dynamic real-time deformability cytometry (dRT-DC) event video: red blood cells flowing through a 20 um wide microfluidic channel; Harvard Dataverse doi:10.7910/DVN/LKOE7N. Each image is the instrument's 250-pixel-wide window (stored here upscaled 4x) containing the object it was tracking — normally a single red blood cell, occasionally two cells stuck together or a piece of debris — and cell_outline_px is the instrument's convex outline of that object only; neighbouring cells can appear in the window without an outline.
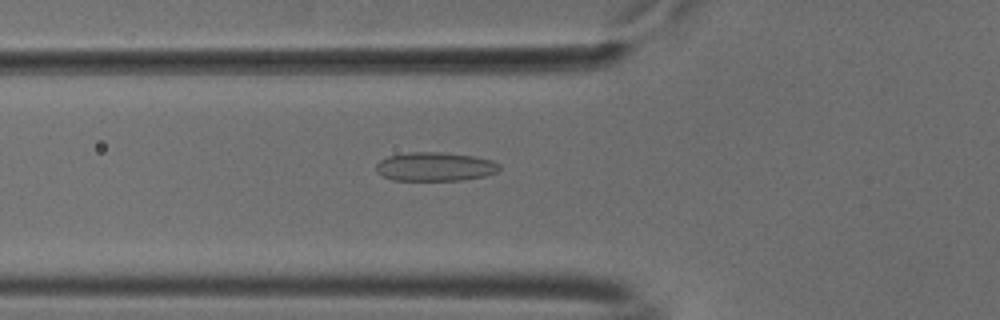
{"species": "common noctule bat (a hibernating species)", "species_latin": "Nyctalus noctula", "temperature_condition": "cold", "stored_images_in_passage": 40, "camera_frame_rate_fps": 3000, "um_per_image_px": 0.085, "animal": {"sex": "male", "body_mass_g": 18.8}, "frame": {"image": 1, "passage_image": 6, "time_ms": 1.667, "image_size_px": [1000, 320], "cell_outline_px": [[500, 168], [496, 172], [484, 176], [464, 180], [392, 180], [376, 172], [376, 164], [380, 160], [388, 156], [408, 152], [440, 152], [472, 156], [492, 160], [500, 164]], "centroid_in_image_um": [36.96, 14.16], "position_along_channel_um": 88.8, "area_um2": 20.69}}
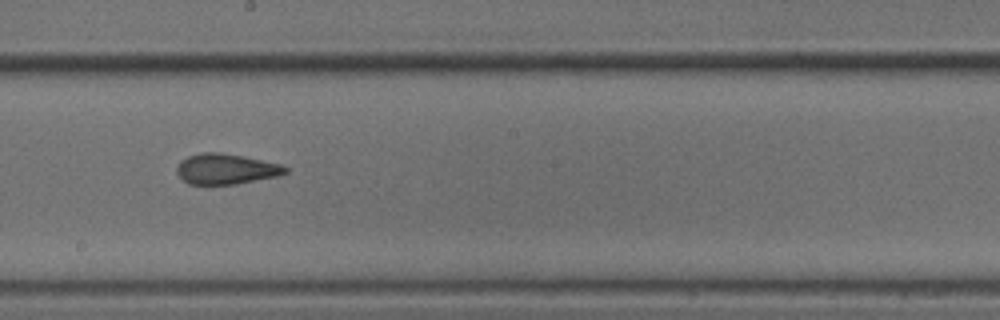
{"frame": {"image": 2, "passage_image": 17, "time_ms": 5.333, "image_size_px": [1000, 320], "cell_outline_px": [[288, 172], [276, 176], [236, 184], [188, 184], [176, 172], [176, 168], [180, 160], [188, 156], [200, 152], [220, 152], [244, 156], [280, 164], [288, 168]], "centroid_in_image_um": [19.18, 14.35], "position_along_channel_um": 229.0, "area_um2": 19.25}}
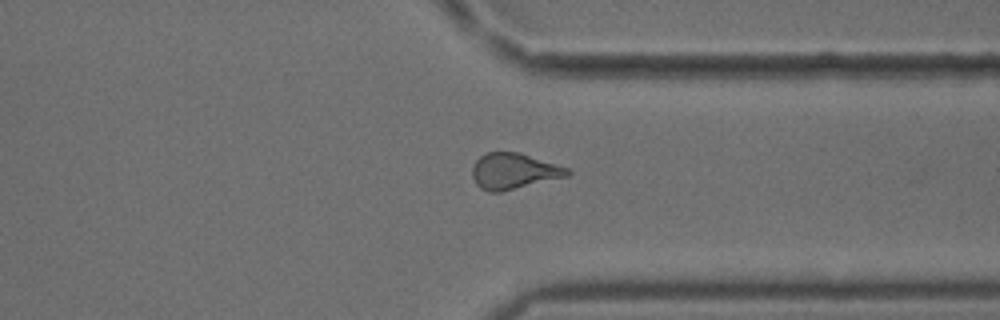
{"frame": {"image": 3, "passage_image": 28, "time_ms": 9.0, "image_size_px": [1000, 320], "cell_outline_px": [[572, 172], [568, 176], [500, 192], [488, 192], [480, 188], [476, 184], [472, 176], [472, 168], [476, 160], [480, 156], [488, 152], [520, 152], [568, 168]], "centroid_in_image_um": [43.66, 14.55], "position_along_channel_um": 367.7, "area_um2": 19.88}, "authors_computed_cell_mechanics": {"area_um2": 19.6231, "velocity_mm_per_s": 3.7883, "shape_relaxation_time_tau1_ms": null, "shape_relaxation_time_tau2_ms": 2.1071, "deformation_change_tau1": null, "deformation_change_tau2": 0.1032}}